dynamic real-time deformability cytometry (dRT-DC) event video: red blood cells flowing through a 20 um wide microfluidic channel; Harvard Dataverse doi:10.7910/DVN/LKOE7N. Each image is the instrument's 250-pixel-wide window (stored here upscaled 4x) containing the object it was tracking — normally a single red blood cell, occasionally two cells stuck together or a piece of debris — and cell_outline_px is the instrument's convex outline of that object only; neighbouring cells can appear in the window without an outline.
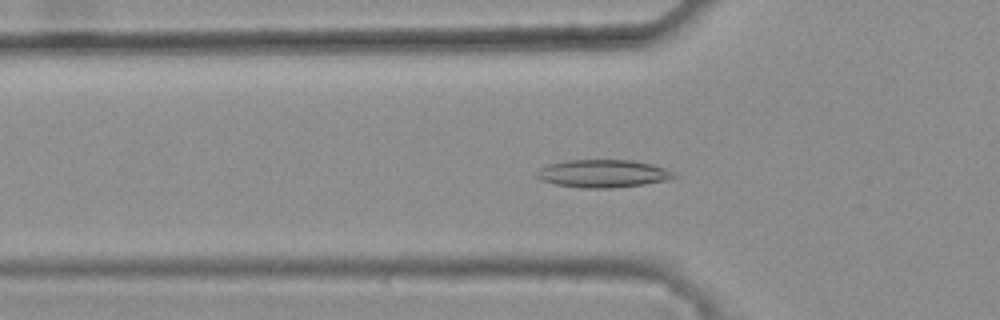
{"species": "common noctule bat (a hibernating species)", "species_latin": "Nyctalus noctula", "temperature_condition": "warm", "stored_images_in_passage": 41, "camera_frame_rate_fps": 3000, "um_per_image_px": 0.085, "animal": {"sex": "female", "body_mass_g": 25.1}, "frame": {"image": 1, "passage_image": 14, "time_ms": 4.333, "image_size_px": [1000, 320], "cell_outline_px": [[680, 176], [668, 180], [644, 184], [612, 188], [580, 188], [556, 184], [544, 180], [536, 176], [536, 172], [540, 168], [548, 164], [568, 160], [632, 160], [664, 168], [676, 172]], "centroid_in_image_um": [51.29, 14.76], "position_along_channel_um": 74.5, "area_um2": 22.2}}
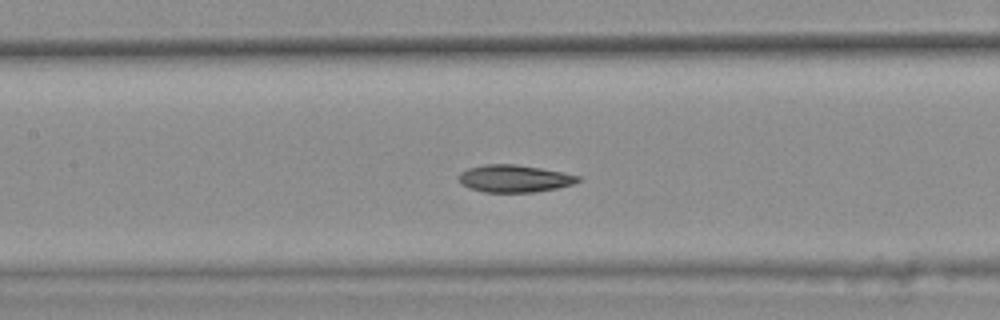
{"frame": {"image": 2, "passage_image": 21, "time_ms": 6.667, "image_size_px": [1000, 320], "cell_outline_px": [[580, 180], [572, 184], [556, 188], [536, 192], [484, 192], [468, 188], [460, 180], [460, 172], [468, 168], [484, 164], [516, 164], [564, 172], [580, 176]], "centroid_in_image_um": [43.73, 15.17], "position_along_channel_um": 163.7, "area_um2": 18.9}}
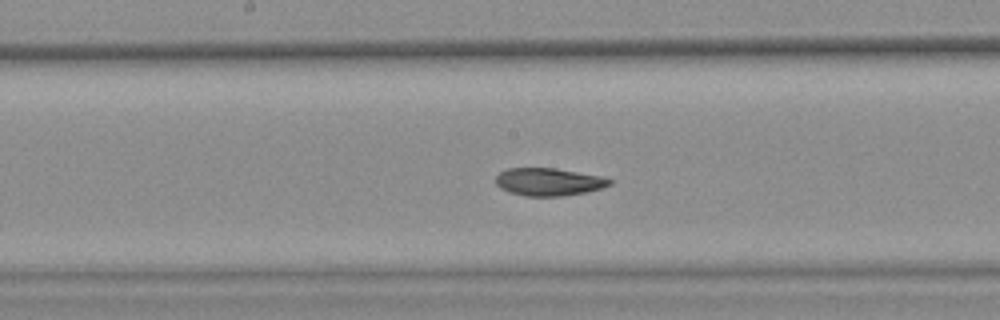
{"frame": {"image": 3, "passage_image": 24, "time_ms": 7.667, "image_size_px": [1000, 320], "cell_outline_px": [[612, 184], [600, 188], [584, 192], [564, 196], [524, 196], [508, 192], [500, 188], [496, 184], [496, 176], [500, 172], [508, 168], [556, 168], [600, 176], [612, 180]], "centroid_in_image_um": [46.6, 15.46], "position_along_channel_um": 201.6, "area_um2": 18.32}, "authors_computed_cell_mechanics": {"area_um2": 19.363, "velocity_mm_per_s": 3.8128, "shape_relaxation_time_tau1_ms": null, "shape_relaxation_time_tau2_ms": 2.4128, "deformation_change_tau1": null, "deformation_change_tau2": 0.0705}}